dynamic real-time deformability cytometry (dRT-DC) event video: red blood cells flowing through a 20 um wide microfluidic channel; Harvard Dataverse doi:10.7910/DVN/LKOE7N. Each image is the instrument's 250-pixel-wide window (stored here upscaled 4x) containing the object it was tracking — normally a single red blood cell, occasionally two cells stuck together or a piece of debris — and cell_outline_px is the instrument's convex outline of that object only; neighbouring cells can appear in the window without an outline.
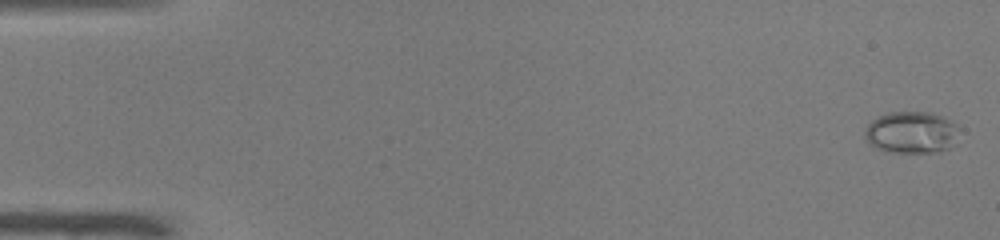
{"species": "common noctule bat (a hibernating species)", "species_latin": "Nyctalus noctula", "temperature_condition": "warm", "stored_images_in_passage": 51, "camera_frame_rate_fps": 3000, "um_per_image_px": 0.085, "animal": {"sex": "male", "body_mass_g": 19.0, "forearm_length_mm": 50.8}, "frame": {"image": 1, "passage_image": 1, "time_ms": 0.0, "image_size_px": [1000, 240], "cell_outline_px": [[964, 128], [948, 148], [936, 152], [888, 152], [876, 148], [868, 144], [864, 136], [864, 128], [872, 120], [888, 112], [932, 112], [944, 116], [952, 120]], "centroid_in_image_um": [77.5, 11.24], "position_along_channel_um": 7.5, "area_um2": 23.52}}
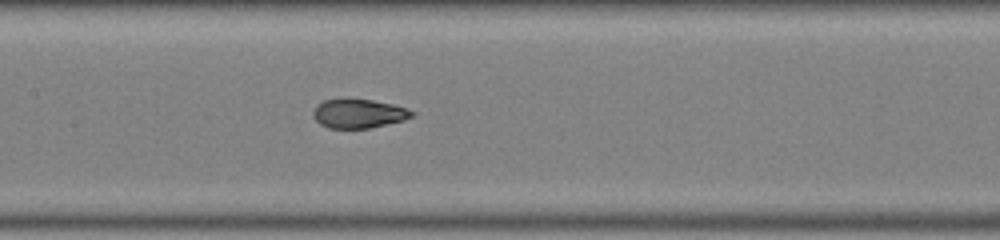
{"frame": {"image": 2, "passage_image": 25, "time_ms": 8.0, "image_size_px": [1000, 240], "cell_outline_px": [[416, 112], [412, 116], [404, 120], [368, 128], [328, 128], [320, 124], [316, 120], [312, 112], [316, 104], [324, 100], [372, 100], [392, 104], [408, 108]], "centroid_in_image_um": [30.49, 9.66], "position_along_channel_um": 176.9, "area_um2": 16.47}}
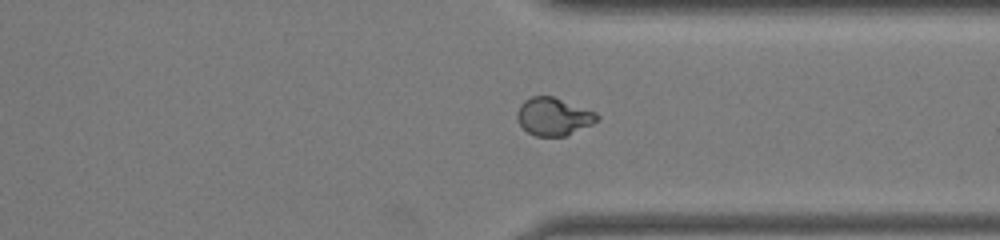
{"frame": {"image": 3, "passage_image": 39, "time_ms": 12.667, "image_size_px": [1000, 240], "cell_outline_px": [[600, 116], [592, 124], [564, 136], [536, 136], [528, 132], [520, 124], [516, 116], [516, 112], [520, 104], [524, 100], [532, 96], [552, 96], [596, 112]], "centroid_in_image_um": [47.02, 9.9], "position_along_channel_um": 364.4, "area_um2": 17.4}, "authors_computed_cell_mechanics": {"area_um2": 18.207, "velocity_mm_per_s": 4.0124, "shape_relaxation_time_tau1_ms": 6.962, "shape_relaxation_time_tau2_ms": null, "deformation_change_tau1": 0.2912, "deformation_change_tau2": null}}